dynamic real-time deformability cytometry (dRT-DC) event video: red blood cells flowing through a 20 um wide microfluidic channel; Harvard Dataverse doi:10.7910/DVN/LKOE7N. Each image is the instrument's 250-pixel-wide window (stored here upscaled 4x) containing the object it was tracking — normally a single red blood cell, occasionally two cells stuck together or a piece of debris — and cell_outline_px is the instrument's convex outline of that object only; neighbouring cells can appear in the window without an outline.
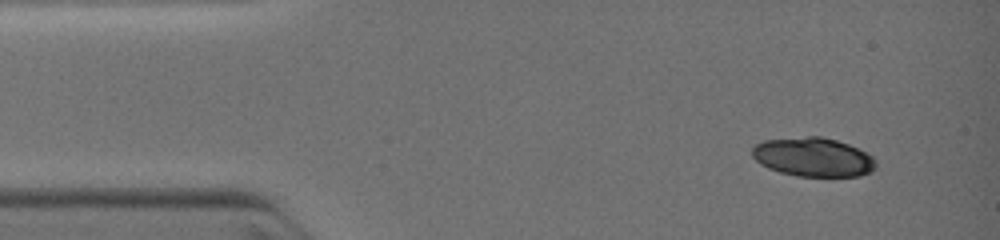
{"species": "common noctule bat (a hibernating species)", "species_latin": "Nyctalus noctula", "temperature_condition": "warm", "stored_images_in_passage": 3, "camera_frame_rate_fps": 3000, "um_per_image_px": 0.085, "animal": {"sex": "female", "body_mass_g": 19.0, "forearm_length_mm": 51.5}, "frame": {"image": 1, "passage_image": 1, "time_ms": 0.0, "image_size_px": [1000, 240], "cell_outline_px": [[876, 168], [872, 172], [860, 176], [796, 176], [780, 172], [768, 168], [760, 164], [752, 156], [752, 148], [756, 144], [764, 140], [808, 136], [820, 136], [836, 140], [848, 144], [872, 156], [876, 160]], "centroid_in_image_um": [69.12, 13.36], "position_along_channel_um": 15.9, "area_um2": 28.15}}
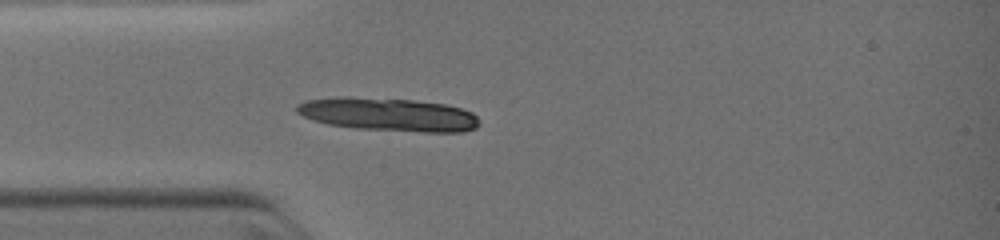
{"frame": {"image": 2, "passage_image": 3, "time_ms": 2.333, "image_size_px": [1000, 240], "cell_outline_px": [[480, 124], [476, 128], [464, 132], [424, 132], [356, 128], [328, 124], [312, 120], [296, 112], [296, 104], [304, 100], [336, 96], [348, 96], [412, 100], [444, 104], [460, 108], [472, 112], [480, 120]], "centroid_in_image_um": [32.99, 9.72], "position_along_channel_um": 52.0, "area_um2": 35.66}}